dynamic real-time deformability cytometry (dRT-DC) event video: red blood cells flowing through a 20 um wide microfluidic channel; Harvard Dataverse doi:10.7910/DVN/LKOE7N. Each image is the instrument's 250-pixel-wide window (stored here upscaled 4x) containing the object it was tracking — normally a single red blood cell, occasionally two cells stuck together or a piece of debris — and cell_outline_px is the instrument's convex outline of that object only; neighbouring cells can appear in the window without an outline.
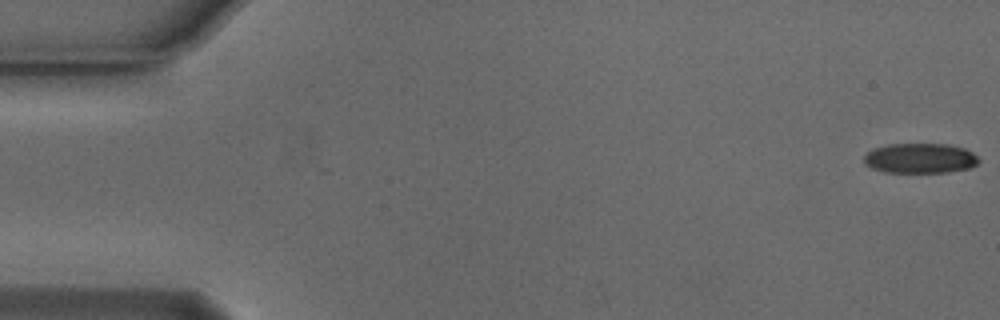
{"species": "Egyptian fruit bat (a non-hibernating species)", "species_latin": "Rousettus aegyptiacus", "temperature_condition": "cold", "stored_images_in_passage": 55, "camera_frame_rate_fps": 3000, "um_per_image_px": 0.085, "animal": {"sex": "male"}, "frame": {"image": 1, "passage_image": 1, "time_ms": 0.0, "image_size_px": [1000, 320], "cell_outline_px": [[980, 160], [976, 164], [968, 168], [948, 172], [884, 172], [872, 168], [864, 164], [864, 156], [868, 152], [876, 148], [888, 144], [948, 144], [964, 148], [972, 152]], "centroid_in_image_um": [78.2, 13.45], "position_along_channel_um": 6.8, "area_um2": 19.94}}
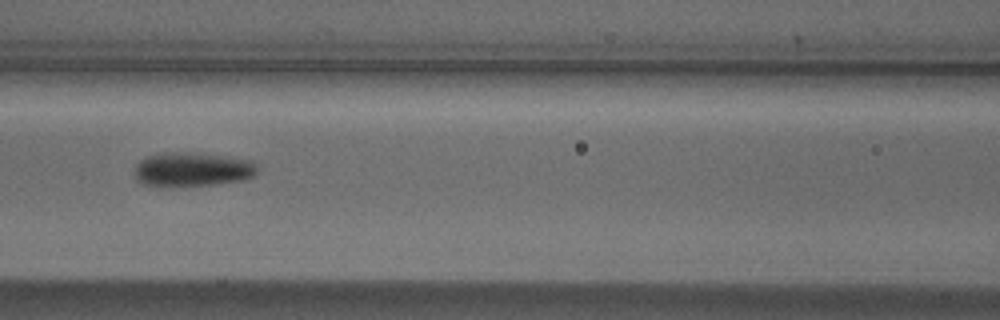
{"frame": {"image": 2, "passage_image": 24, "time_ms": 7.667, "image_size_px": [1000, 320], "cell_outline_px": [[256, 172], [252, 176], [244, 180], [216, 184], [160, 188], [140, 184], [136, 180], [136, 164], [144, 156], [164, 152], [180, 152], [224, 156], [252, 160], [256, 164]], "centroid_in_image_um": [16.28, 14.42], "position_along_channel_um": 150.3, "area_um2": 24.85}}
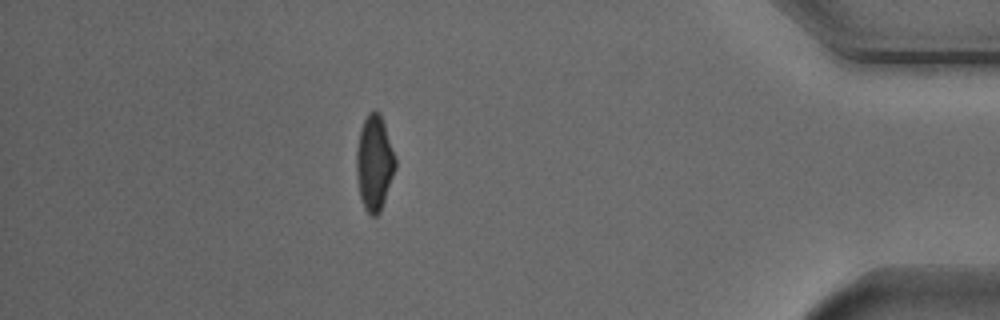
{"frame": {"image": 3, "passage_image": 48, "time_ms": 15.667, "image_size_px": [1000, 320], "cell_outline_px": [[396, 168], [380, 212], [376, 216], [372, 216], [364, 208], [360, 196], [356, 172], [356, 152], [360, 132], [364, 120], [368, 112], [376, 108], [380, 112], [396, 160]], "centroid_in_image_um": [31.82, 13.83], "position_along_channel_um": 403.4, "area_um2": 21.44}, "authors_computed_cell_mechanics": {"area_um2": 22.1952, "velocity_mm_per_s": 3.7689, "shape_relaxation_time_tau1_ms": 3.0639, "shape_relaxation_time_tau2_ms": 1.7077, "deformation_change_tau1": 0.1342, "deformation_change_tau2": 0.0716}}